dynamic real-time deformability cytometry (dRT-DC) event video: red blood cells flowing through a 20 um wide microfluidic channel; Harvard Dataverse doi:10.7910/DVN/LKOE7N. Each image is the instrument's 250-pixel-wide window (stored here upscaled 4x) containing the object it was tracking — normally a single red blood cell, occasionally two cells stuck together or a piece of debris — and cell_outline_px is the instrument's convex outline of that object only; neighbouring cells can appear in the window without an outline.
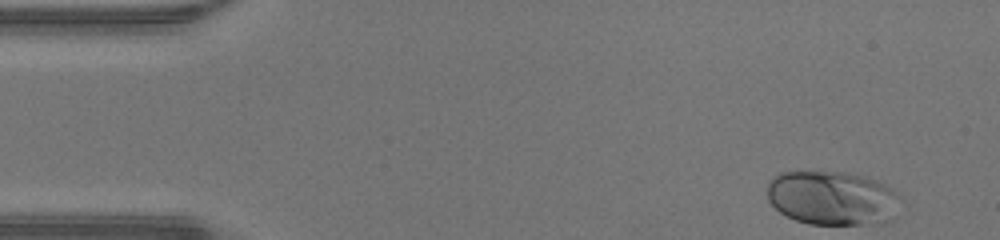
{"species": "human", "species_latin": "Homo sapiens", "temperature_condition": "warm", "stored_images_in_passage": 37, "camera_frame_rate_fps": 3000, "um_per_image_px": 0.085, "donor": {"sex": "male"}, "frame": {"image": 1, "passage_image": 1, "time_ms": 0.0, "image_size_px": [1000, 240], "cell_outline_px": [[896, 196], [884, 220], [860, 224], [808, 224], [796, 220], [780, 212], [768, 200], [768, 180], [780, 172], [844, 172], [864, 176], [876, 180], [892, 188]], "centroid_in_image_um": [70.56, 16.79], "position_along_channel_um": 14.4, "area_um2": 40.58}}
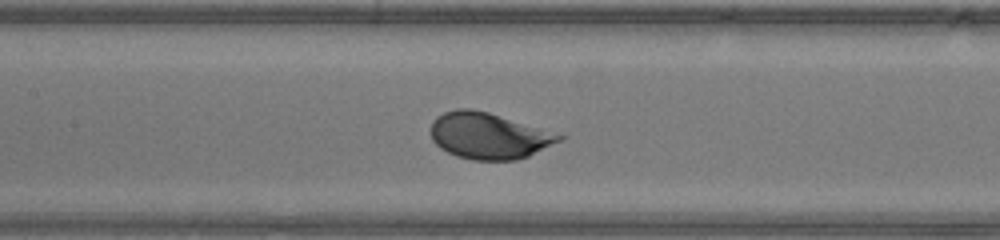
{"frame": {"image": 2, "passage_image": 19, "time_ms": 6.0, "image_size_px": [1000, 240], "cell_outline_px": [[568, 136], [564, 140], [528, 156], [516, 160], [472, 160], [456, 156], [440, 148], [432, 140], [432, 120], [436, 116], [444, 112], [456, 108], [472, 108], [488, 112]], "centroid_in_image_um": [41.56, 11.54], "position_along_channel_um": 165.8, "area_um2": 34.8}}
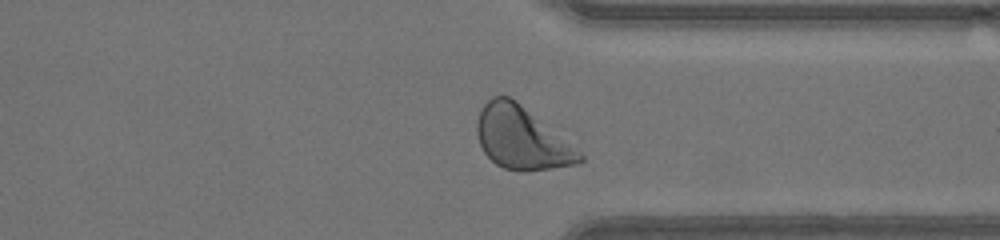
{"frame": {"image": 3, "passage_image": 33, "time_ms": 10.667, "image_size_px": [1000, 240], "cell_outline_px": [[584, 160], [576, 164], [552, 168], [504, 168], [496, 164], [484, 152], [480, 144], [476, 132], [476, 124], [480, 108], [492, 96], [508, 96], [516, 100], [580, 152], [584, 156]], "centroid_in_image_um": [44.28, 11.69], "position_along_channel_um": 367.1, "area_um2": 36.3}, "authors_computed_cell_mechanics": {"area_um2": 35.6626, "velocity_mm_per_s": 4.3543, "shape_relaxation_time_tau1_ms": 1.5052, "shape_relaxation_time_tau2_ms": null, "deformation_change_tau1": 0.1364, "deformation_change_tau2": null}}